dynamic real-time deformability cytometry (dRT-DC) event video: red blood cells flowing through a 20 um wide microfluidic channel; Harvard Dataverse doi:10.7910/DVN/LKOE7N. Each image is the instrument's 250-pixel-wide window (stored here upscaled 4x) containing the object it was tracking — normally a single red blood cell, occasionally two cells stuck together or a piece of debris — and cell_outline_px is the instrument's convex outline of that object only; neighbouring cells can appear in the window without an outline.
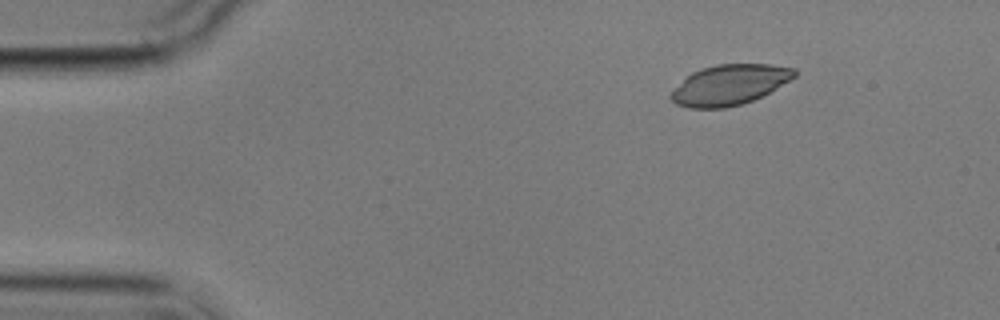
{"species": "common noctule bat (a hibernating species)", "species_latin": "Nyctalus noctula", "temperature_condition": "cold", "stored_images_in_passage": 2, "camera_frame_rate_fps": 3000, "um_per_image_px": 0.085, "animal": {"sex": "male", "body_mass_g": 17.9}, "frame": {"image": 1, "passage_image": 1, "time_ms": 0.0, "image_size_px": [1000, 320], "cell_outline_px": [[796, 76], [776, 88], [752, 100], [740, 104], [724, 108], [688, 108], [676, 104], [668, 96], [692, 72], [700, 68], [716, 64], [772, 64], [796, 68]], "centroid_in_image_um": [62.01, 7.2], "position_along_channel_um": 23.0, "area_um2": 28.73}}